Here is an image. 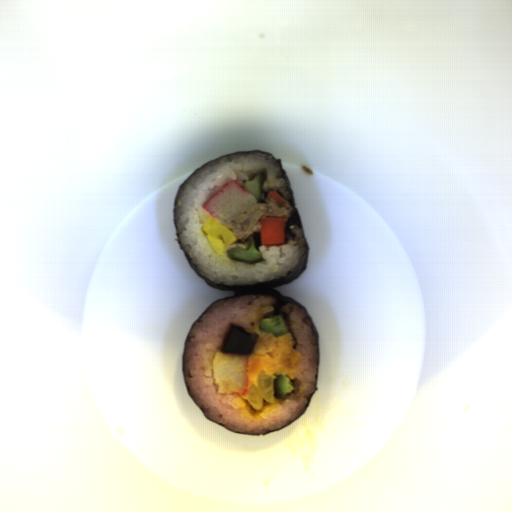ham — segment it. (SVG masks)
<instances>
[{"label": "ham", "instance_id": "ham-1", "mask_svg": "<svg viewBox=\"0 0 512 512\" xmlns=\"http://www.w3.org/2000/svg\"><path fill=\"white\" fill-rule=\"evenodd\" d=\"M288 214V208L279 207L271 197L246 209L234 221L229 222L228 227L239 241H246L260 231L262 217H286Z\"/></svg>", "mask_w": 512, "mask_h": 512}]
</instances>
